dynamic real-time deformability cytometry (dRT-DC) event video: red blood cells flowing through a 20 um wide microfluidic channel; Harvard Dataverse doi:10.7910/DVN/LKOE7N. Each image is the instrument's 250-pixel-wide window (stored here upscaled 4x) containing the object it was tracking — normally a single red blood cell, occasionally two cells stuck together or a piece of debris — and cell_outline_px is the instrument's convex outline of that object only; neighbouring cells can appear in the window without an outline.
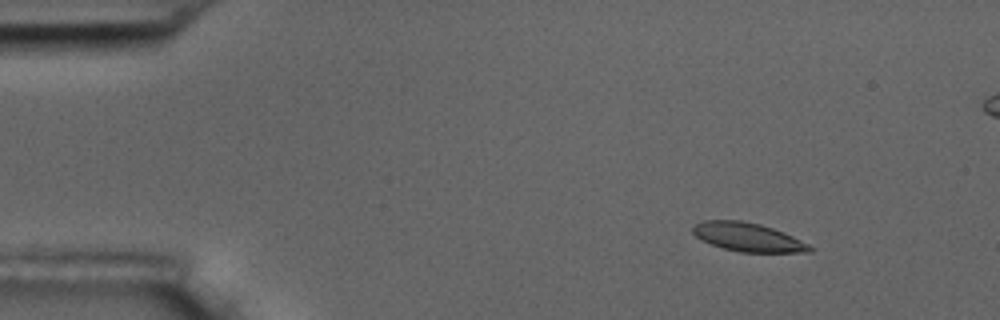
{"species": "common noctule bat (a hibernating species)", "species_latin": "Nyctalus noctula", "temperature_condition": "room temperature", "stored_images_in_passage": 7, "camera_frame_rate_fps": 3000, "um_per_image_px": 0.085, "animal": {"sex": "male", "body_mass_g": 17.5, "forearm_length_mm": 52.3}, "frame": {"image": 1, "passage_image": 2, "time_ms": 2.0, "image_size_px": [1000, 320], "cell_outline_px": [[812, 252], [740, 252], [724, 248], [700, 240], [692, 232], [692, 228], [696, 224], [704, 220], [740, 220], [760, 224], [784, 232], [808, 244], [812, 248]], "centroid_in_image_um": [63.55, 20.15], "position_along_channel_um": 21.4, "area_um2": 19.36}}